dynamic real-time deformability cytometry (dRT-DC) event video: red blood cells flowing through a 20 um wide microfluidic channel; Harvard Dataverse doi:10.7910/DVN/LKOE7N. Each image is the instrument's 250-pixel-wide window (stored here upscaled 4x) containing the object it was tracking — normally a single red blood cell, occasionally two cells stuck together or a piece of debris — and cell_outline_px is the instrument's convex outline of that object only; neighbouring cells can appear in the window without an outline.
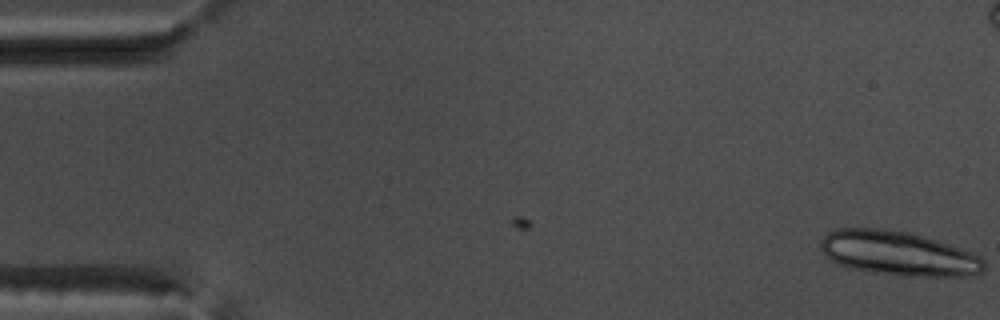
{"species": "common noctule bat (a hibernating species)", "species_latin": "Nyctalus noctula", "temperature_condition": "warm", "stored_images_in_passage": 5, "camera_frame_rate_fps": 3000, "um_per_image_px": 0.085, "animal": {"sex": "male", "body_mass_g": 17.5, "forearm_length_mm": 52.3}, "frame": {"image": 1, "passage_image": 5, "time_ms": 1.333, "image_size_px": [1000, 320], "cell_outline_px": [[984, 272], [976, 276], [900, 276], [872, 272], [852, 268], [836, 264], [820, 248], [820, 240], [828, 232], [836, 228], [884, 228], [908, 232], [948, 244], [972, 252], [980, 256], [984, 260]], "centroid_in_image_um": [76.37, 21.54], "position_along_channel_um": 8.6, "area_um2": 42.37}}